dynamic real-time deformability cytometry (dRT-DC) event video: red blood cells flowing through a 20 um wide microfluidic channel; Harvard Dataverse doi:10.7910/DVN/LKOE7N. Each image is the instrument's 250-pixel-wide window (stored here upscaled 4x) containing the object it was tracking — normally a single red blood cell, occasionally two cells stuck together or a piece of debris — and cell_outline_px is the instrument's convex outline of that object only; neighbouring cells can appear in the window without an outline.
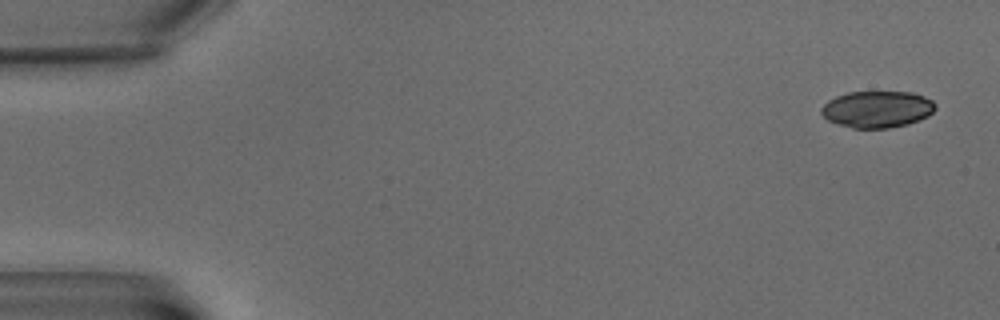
{"species": "common noctule bat (a hibernating species)", "species_latin": "Nyctalus noctula", "temperature_condition": "warm", "stored_images_in_passage": 8, "camera_frame_rate_fps": 3000, "um_per_image_px": 0.085, "animal": {"sex": "male", "body_mass_g": 15.6}, "frame": {"image": 1, "passage_image": 1, "time_ms": 0.0, "image_size_px": [1000, 320], "cell_outline_px": [[936, 108], [928, 116], [908, 124], [888, 128], [852, 128], [828, 120], [820, 112], [820, 108], [828, 100], [836, 96], [848, 92], [912, 92], [924, 96], [932, 100], [936, 104]], "centroid_in_image_um": [74.56, 9.28], "position_along_channel_um": 10.4, "area_um2": 24.39}}
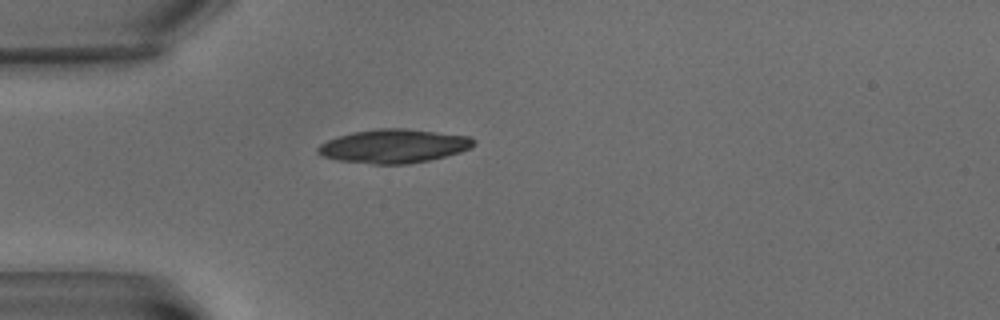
{"frame": {"image": 2, "passage_image": 5, "time_ms": 5.667, "image_size_px": [1000, 320], "cell_outline_px": [[476, 144], [472, 148], [460, 152], [432, 160], [408, 164], [372, 164], [340, 160], [324, 156], [316, 152], [316, 148], [320, 144], [328, 140], [352, 132], [376, 128], [404, 128], [472, 136], [476, 140]], "centroid_in_image_um": [33.53, 12.41], "position_along_channel_um": 51.5, "area_um2": 30.87}}
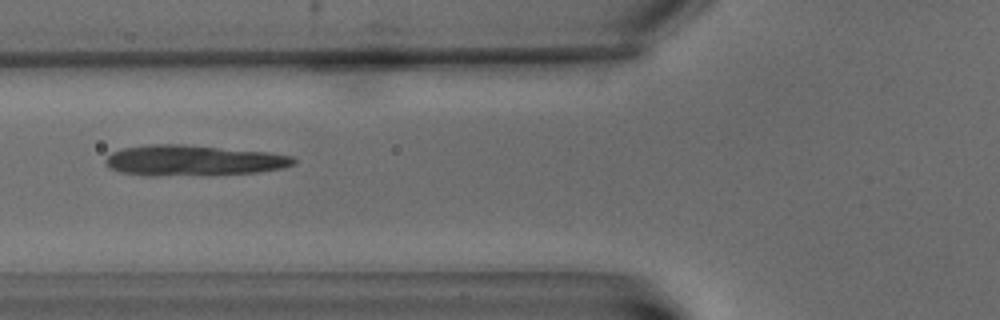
{"frame": {"image": 3, "passage_image": 7, "time_ms": 8.0, "image_size_px": [1000, 320], "cell_outline_px": [[296, 164], [284, 168], [260, 172], [152, 176], [148, 176], [120, 172], [108, 168], [104, 164], [104, 160], [112, 152], [124, 148], [152, 144], [184, 144], [268, 152], [296, 156]], "centroid_in_image_um": [16.44, 13.63], "position_along_channel_um": 109.4, "area_um2": 33.64}}